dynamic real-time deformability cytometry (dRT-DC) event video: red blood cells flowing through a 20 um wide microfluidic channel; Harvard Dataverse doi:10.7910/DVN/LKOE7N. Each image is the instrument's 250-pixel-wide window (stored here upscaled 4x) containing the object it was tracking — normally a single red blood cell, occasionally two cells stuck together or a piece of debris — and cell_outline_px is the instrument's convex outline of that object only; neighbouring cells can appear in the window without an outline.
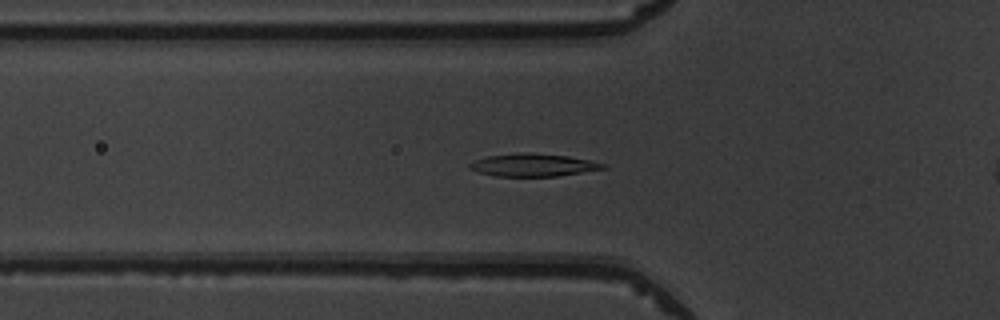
{"species": "common noctule bat (a hibernating species)", "species_latin": "Nyctalus noctula", "temperature_condition": "warm", "stored_images_in_passage": 54, "camera_frame_rate_fps": 3000, "um_per_image_px": 0.085, "animal": {"sex": "male", "body_mass_g": 19.5, "forearm_length_mm": 54.6}, "frame": {"image": 1, "passage_image": 19, "time_ms": 6.0, "image_size_px": [1000, 320], "cell_outline_px": [[608, 168], [556, 176], [496, 176], [480, 172], [468, 168], [468, 164], [476, 160], [488, 156], [520, 152], [524, 152], [568, 156], [588, 160], [604, 164]], "centroid_in_image_um": [45.3, 14.02], "position_along_channel_um": 80.5, "area_um2": 17.4}}
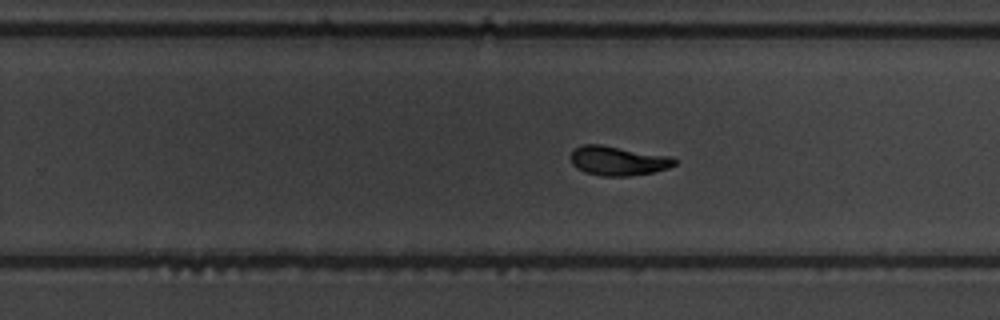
{"frame": {"image": 2, "passage_image": 34, "time_ms": 11.0, "image_size_px": [1000, 320], "cell_outline_px": [[676, 164], [668, 168], [652, 172], [628, 176], [600, 176], [584, 172], [576, 168], [572, 164], [572, 152], [576, 148], [584, 144], [600, 144], [672, 156], [676, 160]], "centroid_in_image_um": [52.54, 13.67], "position_along_channel_um": 277.3, "area_um2": 17.74}}
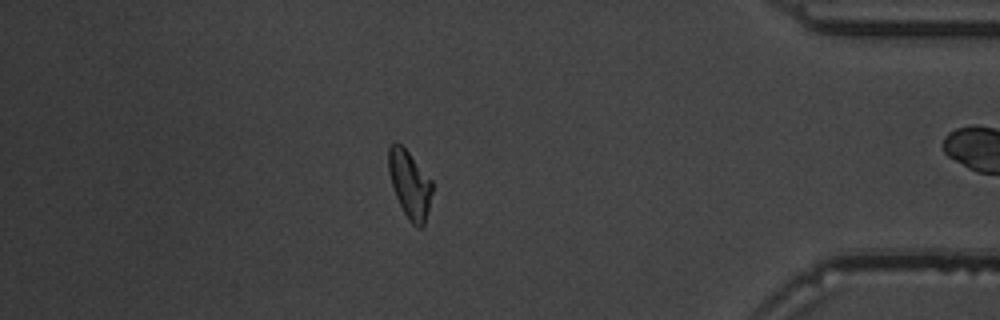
{"frame": {"image": 3, "passage_image": 46, "time_ms": 15.0, "image_size_px": [1000, 320], "cell_outline_px": [[432, 192], [428, 212], [424, 224], [420, 228], [416, 228], [408, 220], [396, 196], [388, 172], [388, 148], [396, 140], [408, 152], [432, 180]], "centroid_in_image_um": [34.82, 15.68], "position_along_channel_um": 400.4, "area_um2": 17.11}, "authors_computed_cell_mechanics": {"area_um2": 17.8313, "velocity_mm_per_s": 3.9404, "shape_relaxation_time_tau1_ms": 3.9308, "shape_relaxation_time_tau2_ms": 1.6936, "deformation_change_tau1": 0.1639, "deformation_change_tau2": 0.0694}}